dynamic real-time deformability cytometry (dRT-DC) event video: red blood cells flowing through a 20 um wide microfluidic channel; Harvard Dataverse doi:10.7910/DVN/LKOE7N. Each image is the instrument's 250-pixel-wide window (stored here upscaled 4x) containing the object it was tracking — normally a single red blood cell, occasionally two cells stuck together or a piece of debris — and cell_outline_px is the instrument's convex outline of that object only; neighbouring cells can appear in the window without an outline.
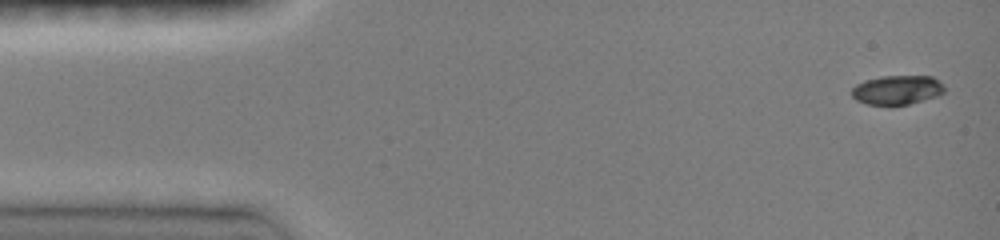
{"species": "common noctule bat (a hibernating species)", "species_latin": "Nyctalus noctula", "temperature_condition": "room temperature", "stored_images_in_passage": 26, "camera_frame_rate_fps": 3000, "um_per_image_px": 0.085, "animal": {"sex": "female", "body_mass_g": 19.0, "forearm_length_mm": 51.5}, "frame": {"image": 1, "passage_image": 1, "time_ms": 0.0, "image_size_px": [1000, 240], "cell_outline_px": [[944, 92], [936, 96], [908, 104], [868, 104], [856, 100], [852, 96], [852, 88], [856, 84], [864, 80], [880, 76], [932, 76], [944, 88]], "centroid_in_image_um": [76.21, 7.63], "position_along_channel_um": 8.8, "area_um2": 15.49}}
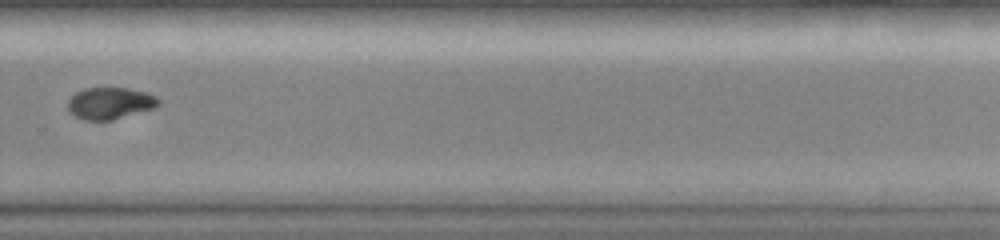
{"frame": {"image": 2, "passage_image": 16, "time_ms": 10.333, "image_size_px": [1000, 240], "cell_outline_px": [[160, 104], [156, 108], [112, 120], [84, 120], [68, 112], [68, 100], [76, 92], [84, 88], [128, 88], [148, 92], [156, 96], [160, 100]], "centroid_in_image_um": [9.38, 8.77], "position_along_channel_um": 320.4, "area_um2": 16.99}}
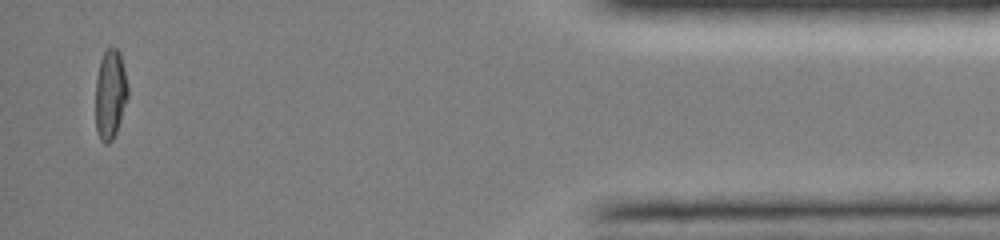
{"frame": {"image": 3, "passage_image": 24, "time_ms": 14.333, "image_size_px": [1000, 240], "cell_outline_px": [[128, 96], [116, 132], [112, 140], [108, 144], [104, 144], [100, 140], [96, 128], [96, 76], [100, 60], [104, 52], [108, 48], [116, 48], [120, 52], [124, 68], [128, 88]], "centroid_in_image_um": [9.37, 8.01], "position_along_channel_um": 425.8, "area_um2": 16.82}, "authors_computed_cell_mechanics": {"area_um2": 16.8776, "velocity_mm_per_s": 4.1279, "shape_relaxation_time_tau1_ms": 4.2993, "shape_relaxation_time_tau2_ms": null, "deformation_change_tau1": 0.156, "deformation_change_tau2": null}}